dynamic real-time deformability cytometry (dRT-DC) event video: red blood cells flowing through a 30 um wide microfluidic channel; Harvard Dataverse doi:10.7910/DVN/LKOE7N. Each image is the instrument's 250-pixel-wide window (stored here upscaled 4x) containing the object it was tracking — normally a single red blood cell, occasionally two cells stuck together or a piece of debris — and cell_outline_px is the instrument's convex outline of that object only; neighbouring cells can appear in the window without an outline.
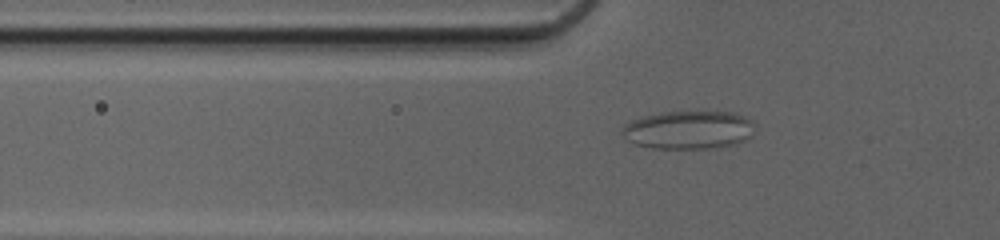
{"species": "common noctule bat (a hibernating species)", "species_latin": "Nyctalus noctula", "temperature_condition": "cold", "stored_images_in_passage": 53, "camera_frame_rate_fps": 3000, "um_per_image_px": 0.085, "animal": {"sex": "female", "body_mass_g": 20.0, "forearm_length_mm": 54.0}, "frame": {"image": 1, "passage_image": 20, "time_ms": 6.333, "image_size_px": [1000, 240], "cell_outline_px": [[752, 136], [736, 144], [712, 148], [652, 148], [636, 144], [624, 140], [620, 132], [624, 124], [640, 116], [660, 112], [736, 112], [744, 116], [752, 124]], "centroid_in_image_um": [58.45, 11.04], "position_along_channel_um": 67.3, "area_um2": 29.71}}
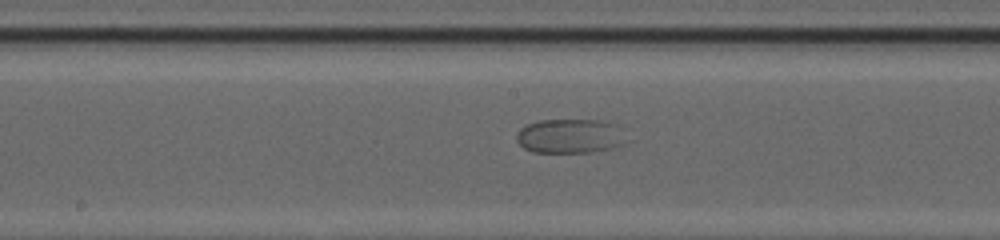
{"frame": {"image": 2, "passage_image": 30, "time_ms": 9.667, "image_size_px": [1000, 240], "cell_outline_px": [[632, 140], [624, 144], [612, 148], [592, 152], [532, 152], [524, 148], [516, 140], [516, 132], [520, 128], [528, 124], [540, 120], [600, 120], [616, 124]], "centroid_in_image_um": [48.52, 11.57], "position_along_channel_um": 199.7, "area_um2": 22.43}}
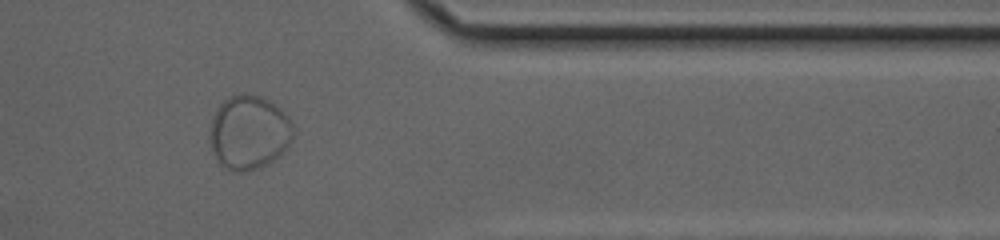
{"frame": {"image": 3, "passage_image": 45, "time_ms": 14.667, "image_size_px": [1000, 240], "cell_outline_px": [[292, 140], [288, 148], [284, 152], [268, 164], [260, 168], [248, 172], [236, 172], [224, 168], [216, 160], [208, 140], [208, 132], [212, 116], [216, 108], [228, 96], [260, 96], [268, 100], [280, 108], [288, 116], [292, 124]], "centroid_in_image_um": [21.13, 11.31], "position_along_channel_um": 390.3, "area_um2": 36.41}}